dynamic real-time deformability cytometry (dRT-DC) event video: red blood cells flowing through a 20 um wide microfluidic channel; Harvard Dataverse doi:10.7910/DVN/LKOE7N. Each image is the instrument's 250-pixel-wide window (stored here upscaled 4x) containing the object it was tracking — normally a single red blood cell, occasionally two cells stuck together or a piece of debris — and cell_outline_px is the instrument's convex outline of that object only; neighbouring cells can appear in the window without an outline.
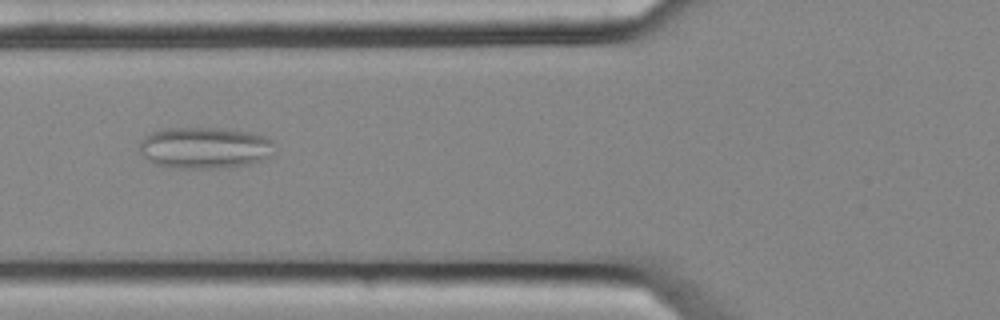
{"species": "common noctule bat (a hibernating species)", "species_latin": "Nyctalus noctula", "temperature_condition": "cold", "stored_images_in_passage": 55, "camera_frame_rate_fps": 3000, "um_per_image_px": 0.085, "animal": {"sex": "female", "body_mass_g": 25.1}, "frame": {"image": 1, "passage_image": 21, "time_ms": 6.667, "image_size_px": [1000, 320], "cell_outline_px": [[272, 144], [268, 156], [260, 160], [248, 164], [216, 168], [164, 168], [148, 160], [140, 152], [140, 140], [148, 132], [164, 128], [220, 128], [248, 132], [264, 136], [272, 140]], "centroid_in_image_um": [17.29, 12.55], "position_along_channel_um": 108.5, "area_um2": 32.54}}
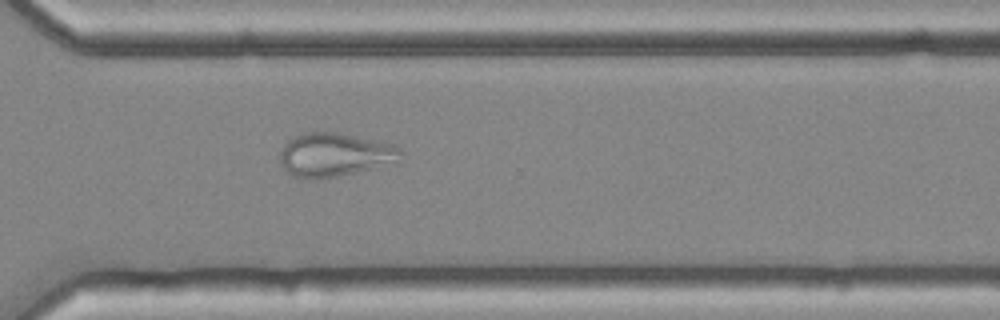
{"frame": {"image": 2, "passage_image": 40, "time_ms": 13.0, "image_size_px": [1000, 320], "cell_outline_px": [[400, 152], [380, 168], [336, 176], [312, 180], [292, 176], [284, 168], [280, 160], [280, 152], [284, 144], [288, 140], [300, 132], [336, 132], [392, 144], [400, 148]], "centroid_in_image_um": [28.33, 13.16], "position_along_channel_um": 342.3, "area_um2": 30.29}}
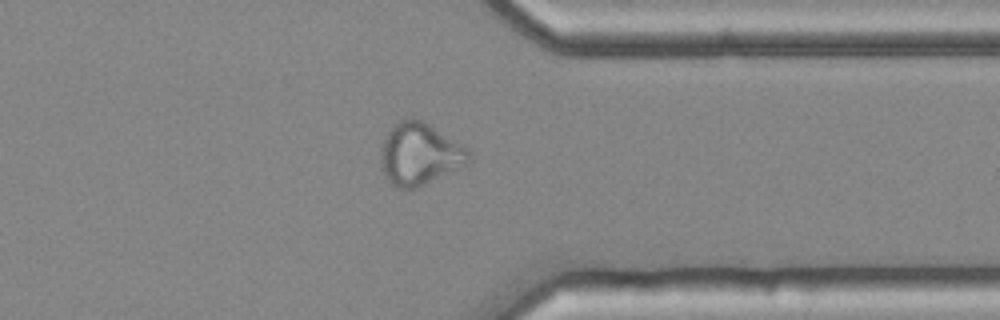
{"frame": {"image": 3, "passage_image": 43, "time_ms": 14.0, "image_size_px": [1000, 320], "cell_outline_px": [[472, 160], [416, 188], [396, 188], [384, 176], [380, 164], [380, 152], [384, 140], [392, 124], [400, 120], [412, 116], [424, 120], [468, 148], [472, 152]], "centroid_in_image_um": [35.64, 13.05], "position_along_channel_um": 375.8, "area_um2": 31.96}}